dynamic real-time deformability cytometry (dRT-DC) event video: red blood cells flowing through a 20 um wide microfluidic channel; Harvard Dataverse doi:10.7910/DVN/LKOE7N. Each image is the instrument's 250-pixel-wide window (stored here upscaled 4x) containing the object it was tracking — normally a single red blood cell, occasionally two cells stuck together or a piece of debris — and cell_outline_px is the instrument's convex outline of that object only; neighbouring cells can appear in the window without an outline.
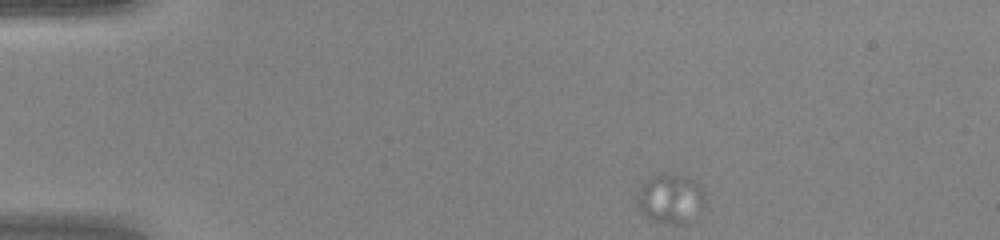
{"species": "human", "species_latin": "Homo sapiens", "temperature_condition": "warm", "stored_images_in_passage": 11, "camera_frame_rate_fps": 3000, "um_per_image_px": 0.085, "donor": {"sex": "female"}, "frame": {"image": 1, "passage_image": 1, "time_ms": 0.0, "image_size_px": [1000, 240], "cell_outline_px": [[704, 204], [684, 224], [672, 224], [652, 220], [640, 212], [636, 204], [636, 200], [640, 188], [648, 176], [656, 172], [664, 172], [688, 176], [700, 184], [704, 192]], "centroid_in_image_um": [56.94, 16.82], "position_along_channel_um": 28.1, "area_um2": 19.83}}